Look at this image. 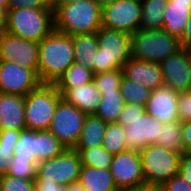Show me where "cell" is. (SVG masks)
I'll use <instances>...</instances> for the list:
<instances>
[{
  "label": "cell",
  "instance_id": "obj_1",
  "mask_svg": "<svg viewBox=\"0 0 191 191\" xmlns=\"http://www.w3.org/2000/svg\"><path fill=\"white\" fill-rule=\"evenodd\" d=\"M75 62L72 36L53 30L39 42L38 77L55 84Z\"/></svg>",
  "mask_w": 191,
  "mask_h": 191
},
{
  "label": "cell",
  "instance_id": "obj_2",
  "mask_svg": "<svg viewBox=\"0 0 191 191\" xmlns=\"http://www.w3.org/2000/svg\"><path fill=\"white\" fill-rule=\"evenodd\" d=\"M102 6L96 0L59 5L54 10V30L70 36L96 33L102 27Z\"/></svg>",
  "mask_w": 191,
  "mask_h": 191
},
{
  "label": "cell",
  "instance_id": "obj_3",
  "mask_svg": "<svg viewBox=\"0 0 191 191\" xmlns=\"http://www.w3.org/2000/svg\"><path fill=\"white\" fill-rule=\"evenodd\" d=\"M182 48L180 39L162 29H138L131 35V58L161 63Z\"/></svg>",
  "mask_w": 191,
  "mask_h": 191
},
{
  "label": "cell",
  "instance_id": "obj_4",
  "mask_svg": "<svg viewBox=\"0 0 191 191\" xmlns=\"http://www.w3.org/2000/svg\"><path fill=\"white\" fill-rule=\"evenodd\" d=\"M61 93L55 84L41 83L24 96L26 129L48 131Z\"/></svg>",
  "mask_w": 191,
  "mask_h": 191
},
{
  "label": "cell",
  "instance_id": "obj_5",
  "mask_svg": "<svg viewBox=\"0 0 191 191\" xmlns=\"http://www.w3.org/2000/svg\"><path fill=\"white\" fill-rule=\"evenodd\" d=\"M99 47L94 62V74L122 69L131 58V35L101 27L97 31Z\"/></svg>",
  "mask_w": 191,
  "mask_h": 191
},
{
  "label": "cell",
  "instance_id": "obj_6",
  "mask_svg": "<svg viewBox=\"0 0 191 191\" xmlns=\"http://www.w3.org/2000/svg\"><path fill=\"white\" fill-rule=\"evenodd\" d=\"M54 30L53 9H8L5 31L40 42Z\"/></svg>",
  "mask_w": 191,
  "mask_h": 191
},
{
  "label": "cell",
  "instance_id": "obj_7",
  "mask_svg": "<svg viewBox=\"0 0 191 191\" xmlns=\"http://www.w3.org/2000/svg\"><path fill=\"white\" fill-rule=\"evenodd\" d=\"M181 153L151 144L139 152L145 184L162 185L178 175Z\"/></svg>",
  "mask_w": 191,
  "mask_h": 191
},
{
  "label": "cell",
  "instance_id": "obj_8",
  "mask_svg": "<svg viewBox=\"0 0 191 191\" xmlns=\"http://www.w3.org/2000/svg\"><path fill=\"white\" fill-rule=\"evenodd\" d=\"M81 166L78 152L66 149L57 157L38 162L36 178L39 181L67 186L78 181Z\"/></svg>",
  "mask_w": 191,
  "mask_h": 191
},
{
  "label": "cell",
  "instance_id": "obj_9",
  "mask_svg": "<svg viewBox=\"0 0 191 191\" xmlns=\"http://www.w3.org/2000/svg\"><path fill=\"white\" fill-rule=\"evenodd\" d=\"M74 105L63 98L58 102L49 131L67 148L74 149L86 118Z\"/></svg>",
  "mask_w": 191,
  "mask_h": 191
},
{
  "label": "cell",
  "instance_id": "obj_10",
  "mask_svg": "<svg viewBox=\"0 0 191 191\" xmlns=\"http://www.w3.org/2000/svg\"><path fill=\"white\" fill-rule=\"evenodd\" d=\"M141 18V2L138 1L117 0L102 7V27L108 29L132 35L139 29Z\"/></svg>",
  "mask_w": 191,
  "mask_h": 191
},
{
  "label": "cell",
  "instance_id": "obj_11",
  "mask_svg": "<svg viewBox=\"0 0 191 191\" xmlns=\"http://www.w3.org/2000/svg\"><path fill=\"white\" fill-rule=\"evenodd\" d=\"M0 61L17 63L38 75L39 43L4 31L0 33Z\"/></svg>",
  "mask_w": 191,
  "mask_h": 191
},
{
  "label": "cell",
  "instance_id": "obj_12",
  "mask_svg": "<svg viewBox=\"0 0 191 191\" xmlns=\"http://www.w3.org/2000/svg\"><path fill=\"white\" fill-rule=\"evenodd\" d=\"M109 170L119 191L145 184L138 151L126 150L114 155Z\"/></svg>",
  "mask_w": 191,
  "mask_h": 191
},
{
  "label": "cell",
  "instance_id": "obj_13",
  "mask_svg": "<svg viewBox=\"0 0 191 191\" xmlns=\"http://www.w3.org/2000/svg\"><path fill=\"white\" fill-rule=\"evenodd\" d=\"M124 127L128 150L140 152L146 146L155 144L163 123L145 112L132 121H117Z\"/></svg>",
  "mask_w": 191,
  "mask_h": 191
},
{
  "label": "cell",
  "instance_id": "obj_14",
  "mask_svg": "<svg viewBox=\"0 0 191 191\" xmlns=\"http://www.w3.org/2000/svg\"><path fill=\"white\" fill-rule=\"evenodd\" d=\"M164 85L178 93L191 91V57L186 47L159 63Z\"/></svg>",
  "mask_w": 191,
  "mask_h": 191
},
{
  "label": "cell",
  "instance_id": "obj_15",
  "mask_svg": "<svg viewBox=\"0 0 191 191\" xmlns=\"http://www.w3.org/2000/svg\"><path fill=\"white\" fill-rule=\"evenodd\" d=\"M41 84L38 75L17 63L0 61V93L26 96Z\"/></svg>",
  "mask_w": 191,
  "mask_h": 191
},
{
  "label": "cell",
  "instance_id": "obj_16",
  "mask_svg": "<svg viewBox=\"0 0 191 191\" xmlns=\"http://www.w3.org/2000/svg\"><path fill=\"white\" fill-rule=\"evenodd\" d=\"M178 101L179 93L163 85L151 91L146 112L162 123L180 121Z\"/></svg>",
  "mask_w": 191,
  "mask_h": 191
},
{
  "label": "cell",
  "instance_id": "obj_17",
  "mask_svg": "<svg viewBox=\"0 0 191 191\" xmlns=\"http://www.w3.org/2000/svg\"><path fill=\"white\" fill-rule=\"evenodd\" d=\"M122 70L125 78L151 91L164 85L159 63L130 58Z\"/></svg>",
  "mask_w": 191,
  "mask_h": 191
},
{
  "label": "cell",
  "instance_id": "obj_18",
  "mask_svg": "<svg viewBox=\"0 0 191 191\" xmlns=\"http://www.w3.org/2000/svg\"><path fill=\"white\" fill-rule=\"evenodd\" d=\"M24 96L0 93V130H25Z\"/></svg>",
  "mask_w": 191,
  "mask_h": 191
},
{
  "label": "cell",
  "instance_id": "obj_19",
  "mask_svg": "<svg viewBox=\"0 0 191 191\" xmlns=\"http://www.w3.org/2000/svg\"><path fill=\"white\" fill-rule=\"evenodd\" d=\"M62 98L86 115H94L101 100V93L94 80L84 85L72 87L69 90H58Z\"/></svg>",
  "mask_w": 191,
  "mask_h": 191
},
{
  "label": "cell",
  "instance_id": "obj_20",
  "mask_svg": "<svg viewBox=\"0 0 191 191\" xmlns=\"http://www.w3.org/2000/svg\"><path fill=\"white\" fill-rule=\"evenodd\" d=\"M191 15V3H172L168 0L164 9L163 28L170 35L180 38Z\"/></svg>",
  "mask_w": 191,
  "mask_h": 191
},
{
  "label": "cell",
  "instance_id": "obj_21",
  "mask_svg": "<svg viewBox=\"0 0 191 191\" xmlns=\"http://www.w3.org/2000/svg\"><path fill=\"white\" fill-rule=\"evenodd\" d=\"M78 181L86 191H119L109 169L82 165Z\"/></svg>",
  "mask_w": 191,
  "mask_h": 191
},
{
  "label": "cell",
  "instance_id": "obj_22",
  "mask_svg": "<svg viewBox=\"0 0 191 191\" xmlns=\"http://www.w3.org/2000/svg\"><path fill=\"white\" fill-rule=\"evenodd\" d=\"M72 41L75 62L89 68L94 74V62L99 47L97 32L73 35Z\"/></svg>",
  "mask_w": 191,
  "mask_h": 191
},
{
  "label": "cell",
  "instance_id": "obj_23",
  "mask_svg": "<svg viewBox=\"0 0 191 191\" xmlns=\"http://www.w3.org/2000/svg\"><path fill=\"white\" fill-rule=\"evenodd\" d=\"M107 123L95 115H87L74 150L102 146Z\"/></svg>",
  "mask_w": 191,
  "mask_h": 191
},
{
  "label": "cell",
  "instance_id": "obj_24",
  "mask_svg": "<svg viewBox=\"0 0 191 191\" xmlns=\"http://www.w3.org/2000/svg\"><path fill=\"white\" fill-rule=\"evenodd\" d=\"M100 93L101 100L94 115L101 118L105 123H117L121 111L126 106L121 90Z\"/></svg>",
  "mask_w": 191,
  "mask_h": 191
},
{
  "label": "cell",
  "instance_id": "obj_25",
  "mask_svg": "<svg viewBox=\"0 0 191 191\" xmlns=\"http://www.w3.org/2000/svg\"><path fill=\"white\" fill-rule=\"evenodd\" d=\"M168 0H143L142 18L139 29L152 30L163 28V12Z\"/></svg>",
  "mask_w": 191,
  "mask_h": 191
},
{
  "label": "cell",
  "instance_id": "obj_26",
  "mask_svg": "<svg viewBox=\"0 0 191 191\" xmlns=\"http://www.w3.org/2000/svg\"><path fill=\"white\" fill-rule=\"evenodd\" d=\"M93 72L84 65L74 62L57 80V90H69L72 87L84 85L93 80Z\"/></svg>",
  "mask_w": 191,
  "mask_h": 191
},
{
  "label": "cell",
  "instance_id": "obj_27",
  "mask_svg": "<svg viewBox=\"0 0 191 191\" xmlns=\"http://www.w3.org/2000/svg\"><path fill=\"white\" fill-rule=\"evenodd\" d=\"M155 145H159L166 149L184 153V146L182 143V122H165L162 130L158 135Z\"/></svg>",
  "mask_w": 191,
  "mask_h": 191
},
{
  "label": "cell",
  "instance_id": "obj_28",
  "mask_svg": "<svg viewBox=\"0 0 191 191\" xmlns=\"http://www.w3.org/2000/svg\"><path fill=\"white\" fill-rule=\"evenodd\" d=\"M66 149L49 130L37 131V163L57 157Z\"/></svg>",
  "mask_w": 191,
  "mask_h": 191
},
{
  "label": "cell",
  "instance_id": "obj_29",
  "mask_svg": "<svg viewBox=\"0 0 191 191\" xmlns=\"http://www.w3.org/2000/svg\"><path fill=\"white\" fill-rule=\"evenodd\" d=\"M124 127L118 123H107L102 146L112 155L128 150Z\"/></svg>",
  "mask_w": 191,
  "mask_h": 191
},
{
  "label": "cell",
  "instance_id": "obj_30",
  "mask_svg": "<svg viewBox=\"0 0 191 191\" xmlns=\"http://www.w3.org/2000/svg\"><path fill=\"white\" fill-rule=\"evenodd\" d=\"M81 164L94 168L109 169L113 156L103 146L81 148L78 151Z\"/></svg>",
  "mask_w": 191,
  "mask_h": 191
},
{
  "label": "cell",
  "instance_id": "obj_31",
  "mask_svg": "<svg viewBox=\"0 0 191 191\" xmlns=\"http://www.w3.org/2000/svg\"><path fill=\"white\" fill-rule=\"evenodd\" d=\"M120 90L126 103L139 104L142 106H146L151 94L150 89H147L140 84H136L124 76L121 79Z\"/></svg>",
  "mask_w": 191,
  "mask_h": 191
},
{
  "label": "cell",
  "instance_id": "obj_32",
  "mask_svg": "<svg viewBox=\"0 0 191 191\" xmlns=\"http://www.w3.org/2000/svg\"><path fill=\"white\" fill-rule=\"evenodd\" d=\"M13 157L33 158L37 161V131L22 130Z\"/></svg>",
  "mask_w": 191,
  "mask_h": 191
},
{
  "label": "cell",
  "instance_id": "obj_33",
  "mask_svg": "<svg viewBox=\"0 0 191 191\" xmlns=\"http://www.w3.org/2000/svg\"><path fill=\"white\" fill-rule=\"evenodd\" d=\"M37 164L33 158L12 157L7 175L23 179H35Z\"/></svg>",
  "mask_w": 191,
  "mask_h": 191
},
{
  "label": "cell",
  "instance_id": "obj_34",
  "mask_svg": "<svg viewBox=\"0 0 191 191\" xmlns=\"http://www.w3.org/2000/svg\"><path fill=\"white\" fill-rule=\"evenodd\" d=\"M122 77L123 70L116 69L94 74L93 80L99 92H115V90H120Z\"/></svg>",
  "mask_w": 191,
  "mask_h": 191
},
{
  "label": "cell",
  "instance_id": "obj_35",
  "mask_svg": "<svg viewBox=\"0 0 191 191\" xmlns=\"http://www.w3.org/2000/svg\"><path fill=\"white\" fill-rule=\"evenodd\" d=\"M1 191H34V179H23L7 174L0 176Z\"/></svg>",
  "mask_w": 191,
  "mask_h": 191
},
{
  "label": "cell",
  "instance_id": "obj_36",
  "mask_svg": "<svg viewBox=\"0 0 191 191\" xmlns=\"http://www.w3.org/2000/svg\"><path fill=\"white\" fill-rule=\"evenodd\" d=\"M22 130H0V149L4 151H15V146L20 138Z\"/></svg>",
  "mask_w": 191,
  "mask_h": 191
},
{
  "label": "cell",
  "instance_id": "obj_37",
  "mask_svg": "<svg viewBox=\"0 0 191 191\" xmlns=\"http://www.w3.org/2000/svg\"><path fill=\"white\" fill-rule=\"evenodd\" d=\"M178 114L181 122L191 119V91L179 93Z\"/></svg>",
  "mask_w": 191,
  "mask_h": 191
},
{
  "label": "cell",
  "instance_id": "obj_38",
  "mask_svg": "<svg viewBox=\"0 0 191 191\" xmlns=\"http://www.w3.org/2000/svg\"><path fill=\"white\" fill-rule=\"evenodd\" d=\"M146 112V106L139 104L126 103L125 108L121 111L118 121H132Z\"/></svg>",
  "mask_w": 191,
  "mask_h": 191
},
{
  "label": "cell",
  "instance_id": "obj_39",
  "mask_svg": "<svg viewBox=\"0 0 191 191\" xmlns=\"http://www.w3.org/2000/svg\"><path fill=\"white\" fill-rule=\"evenodd\" d=\"M8 6L9 9H52L46 0H9Z\"/></svg>",
  "mask_w": 191,
  "mask_h": 191
},
{
  "label": "cell",
  "instance_id": "obj_40",
  "mask_svg": "<svg viewBox=\"0 0 191 191\" xmlns=\"http://www.w3.org/2000/svg\"><path fill=\"white\" fill-rule=\"evenodd\" d=\"M161 188L162 191H191V185L179 175H175L170 180L164 182Z\"/></svg>",
  "mask_w": 191,
  "mask_h": 191
},
{
  "label": "cell",
  "instance_id": "obj_41",
  "mask_svg": "<svg viewBox=\"0 0 191 191\" xmlns=\"http://www.w3.org/2000/svg\"><path fill=\"white\" fill-rule=\"evenodd\" d=\"M178 175L191 185V158L185 153H182L180 158Z\"/></svg>",
  "mask_w": 191,
  "mask_h": 191
},
{
  "label": "cell",
  "instance_id": "obj_42",
  "mask_svg": "<svg viewBox=\"0 0 191 191\" xmlns=\"http://www.w3.org/2000/svg\"><path fill=\"white\" fill-rule=\"evenodd\" d=\"M34 191H68V185H59L54 182L39 181L34 179Z\"/></svg>",
  "mask_w": 191,
  "mask_h": 191
},
{
  "label": "cell",
  "instance_id": "obj_43",
  "mask_svg": "<svg viewBox=\"0 0 191 191\" xmlns=\"http://www.w3.org/2000/svg\"><path fill=\"white\" fill-rule=\"evenodd\" d=\"M15 151H4L0 149V176L9 172L11 159Z\"/></svg>",
  "mask_w": 191,
  "mask_h": 191
},
{
  "label": "cell",
  "instance_id": "obj_44",
  "mask_svg": "<svg viewBox=\"0 0 191 191\" xmlns=\"http://www.w3.org/2000/svg\"><path fill=\"white\" fill-rule=\"evenodd\" d=\"M182 143L184 152L191 148V119L182 122Z\"/></svg>",
  "mask_w": 191,
  "mask_h": 191
},
{
  "label": "cell",
  "instance_id": "obj_45",
  "mask_svg": "<svg viewBox=\"0 0 191 191\" xmlns=\"http://www.w3.org/2000/svg\"><path fill=\"white\" fill-rule=\"evenodd\" d=\"M179 39L182 47H186L189 43H191V15L185 26L183 35Z\"/></svg>",
  "mask_w": 191,
  "mask_h": 191
},
{
  "label": "cell",
  "instance_id": "obj_46",
  "mask_svg": "<svg viewBox=\"0 0 191 191\" xmlns=\"http://www.w3.org/2000/svg\"><path fill=\"white\" fill-rule=\"evenodd\" d=\"M124 191H162V188L160 185L143 184Z\"/></svg>",
  "mask_w": 191,
  "mask_h": 191
},
{
  "label": "cell",
  "instance_id": "obj_47",
  "mask_svg": "<svg viewBox=\"0 0 191 191\" xmlns=\"http://www.w3.org/2000/svg\"><path fill=\"white\" fill-rule=\"evenodd\" d=\"M9 6H0V33L5 31Z\"/></svg>",
  "mask_w": 191,
  "mask_h": 191
},
{
  "label": "cell",
  "instance_id": "obj_48",
  "mask_svg": "<svg viewBox=\"0 0 191 191\" xmlns=\"http://www.w3.org/2000/svg\"><path fill=\"white\" fill-rule=\"evenodd\" d=\"M68 191H86V189L82 186V184L77 181L68 184Z\"/></svg>",
  "mask_w": 191,
  "mask_h": 191
},
{
  "label": "cell",
  "instance_id": "obj_49",
  "mask_svg": "<svg viewBox=\"0 0 191 191\" xmlns=\"http://www.w3.org/2000/svg\"><path fill=\"white\" fill-rule=\"evenodd\" d=\"M80 0H54L50 6L52 7L53 10H55L59 5H64L72 2H76Z\"/></svg>",
  "mask_w": 191,
  "mask_h": 191
},
{
  "label": "cell",
  "instance_id": "obj_50",
  "mask_svg": "<svg viewBox=\"0 0 191 191\" xmlns=\"http://www.w3.org/2000/svg\"><path fill=\"white\" fill-rule=\"evenodd\" d=\"M102 7L114 3L117 0H96Z\"/></svg>",
  "mask_w": 191,
  "mask_h": 191
},
{
  "label": "cell",
  "instance_id": "obj_51",
  "mask_svg": "<svg viewBox=\"0 0 191 191\" xmlns=\"http://www.w3.org/2000/svg\"><path fill=\"white\" fill-rule=\"evenodd\" d=\"M172 3H191V0H169Z\"/></svg>",
  "mask_w": 191,
  "mask_h": 191
},
{
  "label": "cell",
  "instance_id": "obj_52",
  "mask_svg": "<svg viewBox=\"0 0 191 191\" xmlns=\"http://www.w3.org/2000/svg\"><path fill=\"white\" fill-rule=\"evenodd\" d=\"M9 0H0V6H8Z\"/></svg>",
  "mask_w": 191,
  "mask_h": 191
},
{
  "label": "cell",
  "instance_id": "obj_53",
  "mask_svg": "<svg viewBox=\"0 0 191 191\" xmlns=\"http://www.w3.org/2000/svg\"><path fill=\"white\" fill-rule=\"evenodd\" d=\"M184 153L191 158V148L187 149Z\"/></svg>",
  "mask_w": 191,
  "mask_h": 191
},
{
  "label": "cell",
  "instance_id": "obj_54",
  "mask_svg": "<svg viewBox=\"0 0 191 191\" xmlns=\"http://www.w3.org/2000/svg\"><path fill=\"white\" fill-rule=\"evenodd\" d=\"M186 49L188 50L189 55H190V57H191V43H189V44L186 46Z\"/></svg>",
  "mask_w": 191,
  "mask_h": 191
},
{
  "label": "cell",
  "instance_id": "obj_55",
  "mask_svg": "<svg viewBox=\"0 0 191 191\" xmlns=\"http://www.w3.org/2000/svg\"><path fill=\"white\" fill-rule=\"evenodd\" d=\"M48 4L50 5L54 0H46Z\"/></svg>",
  "mask_w": 191,
  "mask_h": 191
}]
</instances>
